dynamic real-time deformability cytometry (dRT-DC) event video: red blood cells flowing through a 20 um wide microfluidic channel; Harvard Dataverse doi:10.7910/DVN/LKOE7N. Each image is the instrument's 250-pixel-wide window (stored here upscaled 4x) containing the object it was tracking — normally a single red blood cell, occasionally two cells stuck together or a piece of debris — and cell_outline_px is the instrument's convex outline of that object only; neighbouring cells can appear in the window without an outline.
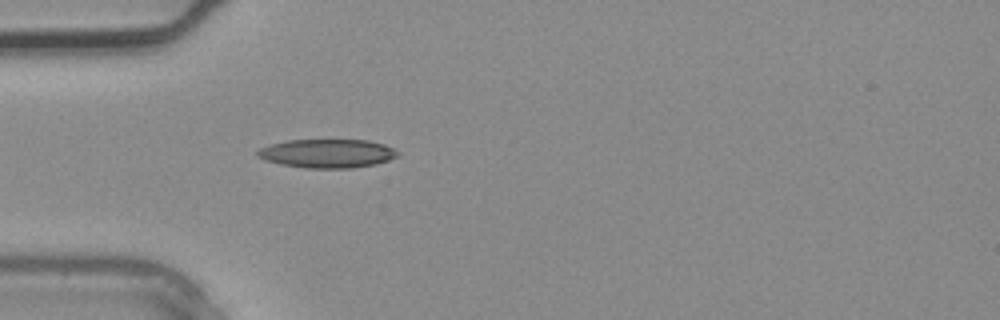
{"species": "common noctule bat (a hibernating species)", "species_latin": "Nyctalus noctula", "temperature_condition": "warm", "stored_images_in_passage": 3, "camera_frame_rate_fps": 3000, "um_per_image_px": 0.085, "animal": {"sex": "male", "body_mass_g": 20.4}, "frame": {"image": 1, "passage_image": 3, "time_ms": 0.667, "image_size_px": [1000, 320], "cell_outline_px": [[400, 156], [376, 164], [352, 168], [304, 168], [280, 164], [264, 160], [256, 156], [256, 152], [260, 148], [272, 144], [288, 140], [368, 140], [384, 144], [400, 152]], "centroid_in_image_um": [27.83, 13.05], "position_along_channel_um": 57.2, "area_um2": 23.58}}